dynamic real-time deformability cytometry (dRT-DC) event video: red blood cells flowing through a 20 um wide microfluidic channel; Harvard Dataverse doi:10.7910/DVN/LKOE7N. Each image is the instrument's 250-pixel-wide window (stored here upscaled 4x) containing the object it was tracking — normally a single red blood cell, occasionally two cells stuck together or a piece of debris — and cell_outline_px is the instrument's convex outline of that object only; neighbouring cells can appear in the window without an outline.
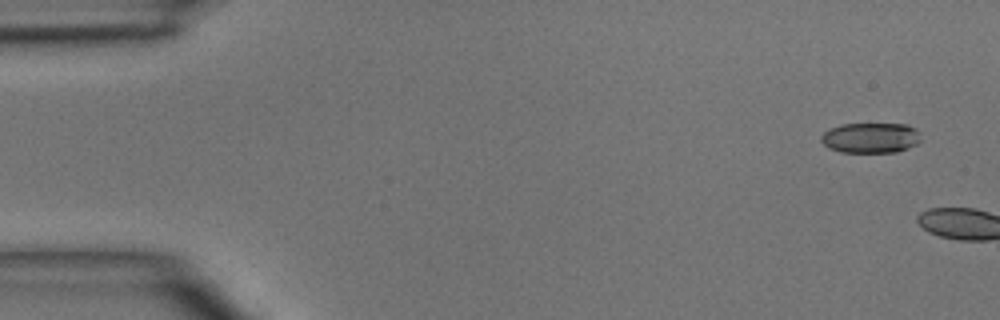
{"species": "common noctule bat (a hibernating species)", "species_latin": "Nyctalus noctula", "temperature_condition": "room temperature", "stored_images_in_passage": 6, "camera_frame_rate_fps": 3000, "um_per_image_px": 0.085, "animal": {"sex": "male", "body_mass_g": 15.6}, "frame": {"image": 1, "passage_image": 1, "time_ms": 0.0, "image_size_px": [1000, 320], "cell_outline_px": [[920, 140], [916, 144], [908, 148], [896, 152], [840, 152], [828, 148], [820, 140], [820, 136], [824, 132], [840, 124], [908, 124], [916, 128]], "centroid_in_image_um": [73.99, 11.71], "position_along_channel_um": 11.0, "area_um2": 17.63}}